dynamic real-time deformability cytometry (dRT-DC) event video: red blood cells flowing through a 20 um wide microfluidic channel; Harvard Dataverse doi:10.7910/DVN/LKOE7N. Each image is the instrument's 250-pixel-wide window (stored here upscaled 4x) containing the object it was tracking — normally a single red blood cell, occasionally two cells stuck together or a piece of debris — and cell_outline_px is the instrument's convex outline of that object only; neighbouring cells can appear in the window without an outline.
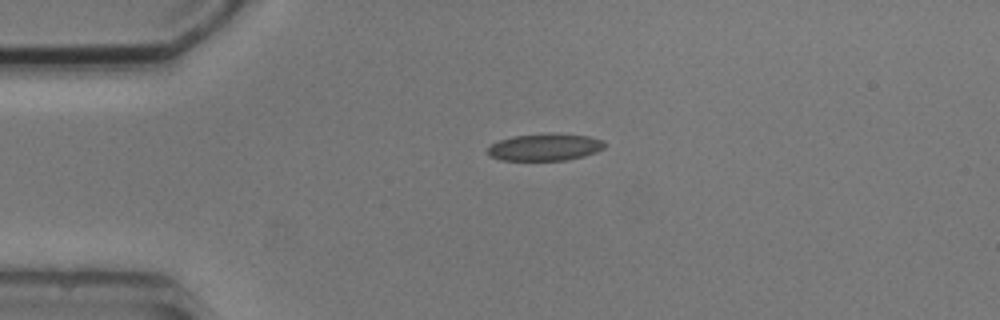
{"species": "common noctule bat (a hibernating species)", "species_latin": "Nyctalus noctula", "temperature_condition": "cold", "stored_images_in_passage": 2, "camera_frame_rate_fps": 3000, "um_per_image_px": 0.085, "animal": {"sex": "male", "body_mass_g": 20.5, "forearm_length_mm": 52.5}, "frame": {"image": 1, "passage_image": 1, "time_ms": 0.0, "image_size_px": [1000, 320], "cell_outline_px": [[604, 148], [596, 152], [584, 156], [568, 160], [500, 160], [488, 156], [488, 148], [492, 144], [500, 140], [516, 136], [588, 136], [604, 140]], "centroid_in_image_um": [46.3, 12.57], "position_along_channel_um": 38.7, "area_um2": 17.51}}